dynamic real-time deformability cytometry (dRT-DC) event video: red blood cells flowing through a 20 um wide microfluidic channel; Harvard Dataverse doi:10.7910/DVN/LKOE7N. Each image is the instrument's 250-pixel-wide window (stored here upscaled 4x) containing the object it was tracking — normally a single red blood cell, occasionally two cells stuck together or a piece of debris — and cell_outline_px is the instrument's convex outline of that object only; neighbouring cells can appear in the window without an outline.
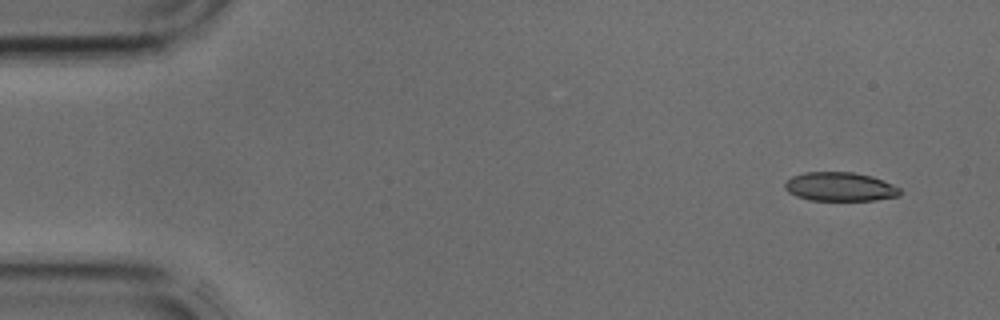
{"species": "common noctule bat (a hibernating species)", "species_latin": "Nyctalus noctula", "temperature_condition": "cold", "stored_images_in_passage": 2, "camera_frame_rate_fps": 3000, "um_per_image_px": 0.085, "animal": {"sex": "male", "body_mass_g": 17.9, "forearm_length_mm": 54.2}, "frame": {"image": 1, "passage_image": 1, "time_ms": 0.0, "image_size_px": [1000, 320], "cell_outline_px": [[900, 196], [876, 200], [808, 200], [796, 196], [788, 192], [784, 188], [784, 184], [792, 176], [804, 172], [852, 172], [872, 176], [884, 180], [900, 188]], "centroid_in_image_um": [71.4, 15.87], "position_along_channel_um": 13.6, "area_um2": 19.48}}